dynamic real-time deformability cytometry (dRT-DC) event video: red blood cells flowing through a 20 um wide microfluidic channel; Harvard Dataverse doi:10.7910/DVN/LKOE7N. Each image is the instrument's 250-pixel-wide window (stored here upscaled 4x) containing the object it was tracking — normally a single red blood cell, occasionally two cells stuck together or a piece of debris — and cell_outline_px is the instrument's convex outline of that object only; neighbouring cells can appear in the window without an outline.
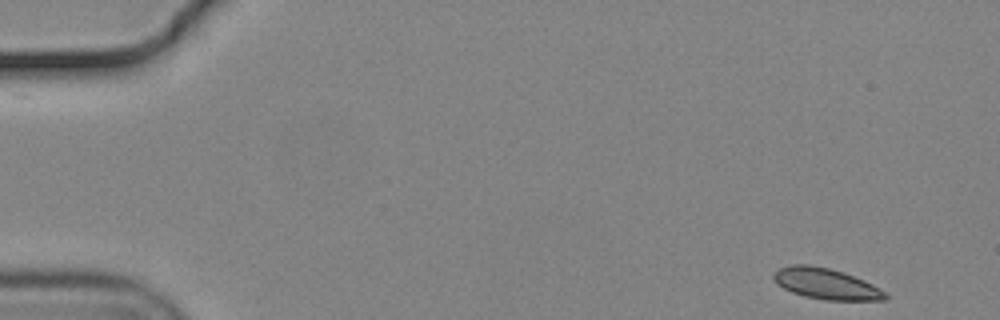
{"species": "common noctule bat (a hibernating species)", "species_latin": "Nyctalus noctula", "temperature_condition": "cold", "stored_images_in_passage": 54, "camera_frame_rate_fps": 3000, "um_per_image_px": 0.085, "animal": {"sex": "male", "body_mass_g": 19.2, "forearm_length_mm": 51.8}, "frame": {"image": 1, "passage_image": 1, "time_ms": 0.0, "image_size_px": [1000, 320], "cell_outline_px": [[888, 296], [884, 300], [824, 300], [804, 296], [792, 292], [776, 284], [772, 276], [772, 272], [780, 268], [792, 264], [808, 264], [828, 268], [844, 272], [864, 280], [872, 284], [884, 292]], "centroid_in_image_um": [70.17, 24.11], "position_along_channel_um": 14.8, "area_um2": 20.11}}
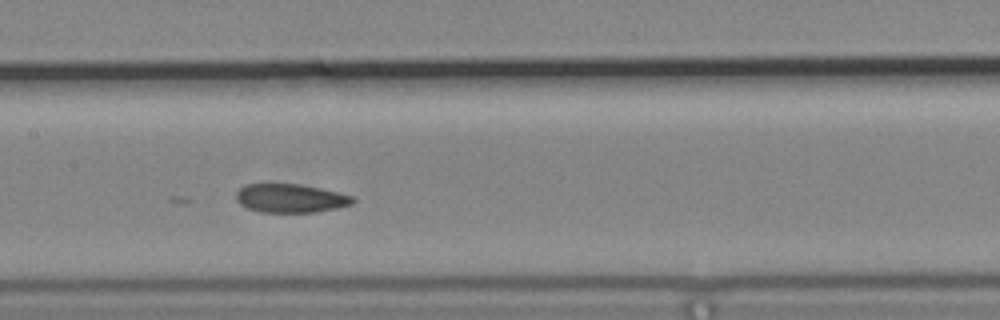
{"frame": {"image": 2, "passage_image": 25, "time_ms": 8.0, "image_size_px": [1000, 320], "cell_outline_px": [[356, 200], [352, 204], [336, 208], [316, 212], [260, 212], [248, 208], [240, 204], [236, 200], [236, 192], [244, 184], [300, 184], [320, 188], [352, 196]], "centroid_in_image_um": [24.67, 16.85], "position_along_channel_um": 182.7, "area_um2": 19.42}}
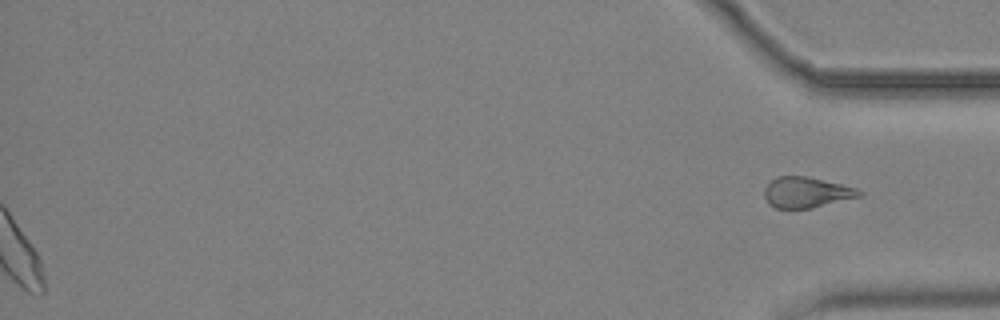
{"frame": {"image": 3, "passage_image": 54, "time_ms": 17.667, "image_size_px": [1000, 320], "cell_outline_px": [[864, 192], [860, 196], [812, 208], [776, 208], [768, 204], [764, 196], [764, 188], [776, 176], [808, 176], [856, 188]], "centroid_in_image_um": [68.52, 16.35], "position_along_channel_um": 366.7, "area_um2": 16.88}, "authors_computed_cell_mechanics": {"area_um2": 20.519, "velocity_mm_per_s": 3.671, "shape_relaxation_time_tau1_ms": 10.0667, "shape_relaxation_time_tau2_ms": 2.7491, "deformation_change_tau1": 0.1429, "deformation_change_tau2": 0.0451}}